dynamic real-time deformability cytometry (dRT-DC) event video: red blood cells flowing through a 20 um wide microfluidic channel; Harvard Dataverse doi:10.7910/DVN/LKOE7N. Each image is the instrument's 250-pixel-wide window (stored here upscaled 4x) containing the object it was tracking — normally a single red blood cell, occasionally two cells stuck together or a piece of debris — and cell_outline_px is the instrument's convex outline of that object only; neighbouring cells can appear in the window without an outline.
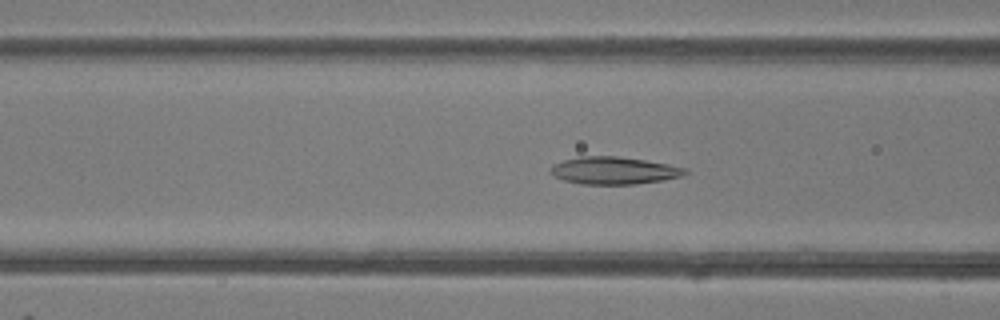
{"species": "common noctule bat (a hibernating species)", "species_latin": "Nyctalus noctula", "temperature_condition": "room temperature", "stored_images_in_passage": 30, "camera_frame_rate_fps": 3000, "um_per_image_px": 0.085, "animal": {"sex": "female"}, "frame": {"image": 1, "passage_image": 19, "time_ms": 6.0, "image_size_px": [1000, 320], "cell_outline_px": [[688, 172], [684, 176], [664, 180], [636, 184], [580, 184], [564, 180], [556, 176], [552, 172], [552, 164], [564, 160], [580, 156], [616, 156], [644, 160], [668, 164], [684, 168]], "centroid_in_image_um": [52.22, 14.5], "position_along_channel_um": 114.4, "area_um2": 21.33}}
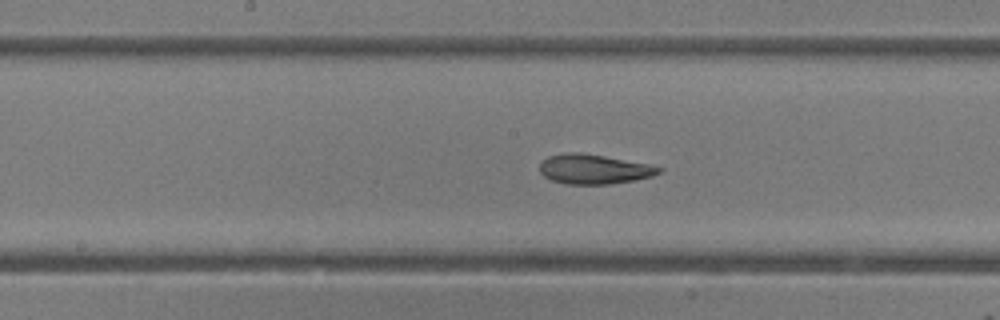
{"frame": {"image": 2, "passage_image": 25, "time_ms": 8.0, "image_size_px": [1000, 320], "cell_outline_px": [[664, 168], [660, 172], [652, 176], [632, 180], [608, 184], [568, 184], [552, 180], [544, 176], [540, 172], [540, 164], [548, 156], [564, 152], [580, 152], [604, 156], [648, 164]], "centroid_in_image_um": [50.46, 14.37], "position_along_channel_um": 197.7, "area_um2": 20.4}}
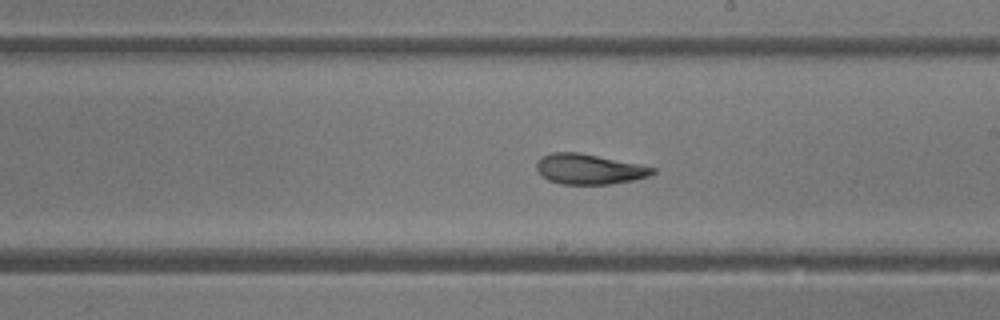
{"frame": {"image": 3, "passage_image": 28, "time_ms": 9.0, "image_size_px": [1000, 320], "cell_outline_px": [[656, 172], [648, 176], [632, 180], [612, 184], [560, 184], [548, 180], [536, 168], [536, 160], [540, 156], [552, 152], [580, 152], [656, 168]], "centroid_in_image_um": [50.04, 14.37], "position_along_channel_um": 239.0, "area_um2": 20.4}}